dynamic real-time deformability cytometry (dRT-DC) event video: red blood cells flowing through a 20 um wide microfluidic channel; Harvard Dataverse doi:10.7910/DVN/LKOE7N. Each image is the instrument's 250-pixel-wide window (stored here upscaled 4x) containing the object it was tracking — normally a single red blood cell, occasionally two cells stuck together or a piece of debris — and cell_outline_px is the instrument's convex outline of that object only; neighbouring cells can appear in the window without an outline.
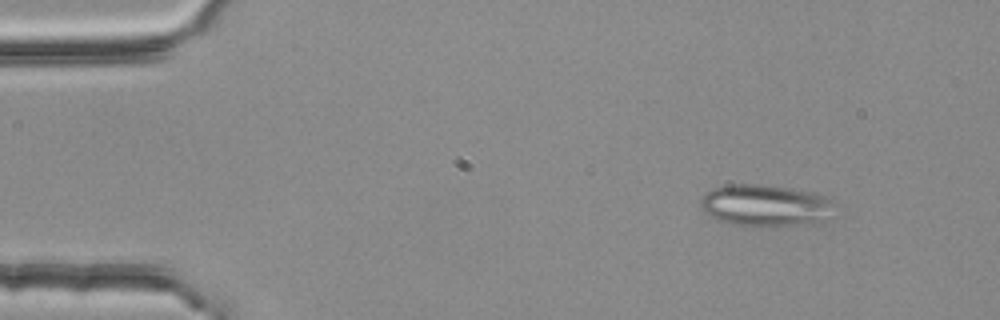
{"species": "common noctule bat (a hibernating species)", "species_latin": "Nyctalus noctula", "temperature_condition": "room temperature", "stored_images_in_passage": 3, "camera_frame_rate_fps": 3000, "um_per_image_px": 0.085, "animal": {"sex": "female", "body_mass_g": 25.1}, "frame": {"image": 1, "passage_image": 1, "time_ms": 0.0, "image_size_px": [1000, 320], "cell_outline_px": [[840, 200], [824, 224], [764, 228], [760, 228], [732, 224], [716, 220], [704, 212], [700, 204], [700, 200], [704, 192], [712, 188], [728, 184], [764, 184], [812, 192], [828, 196]], "centroid_in_image_um": [65.16, 17.5], "position_along_channel_um": 19.8, "area_um2": 34.39}}